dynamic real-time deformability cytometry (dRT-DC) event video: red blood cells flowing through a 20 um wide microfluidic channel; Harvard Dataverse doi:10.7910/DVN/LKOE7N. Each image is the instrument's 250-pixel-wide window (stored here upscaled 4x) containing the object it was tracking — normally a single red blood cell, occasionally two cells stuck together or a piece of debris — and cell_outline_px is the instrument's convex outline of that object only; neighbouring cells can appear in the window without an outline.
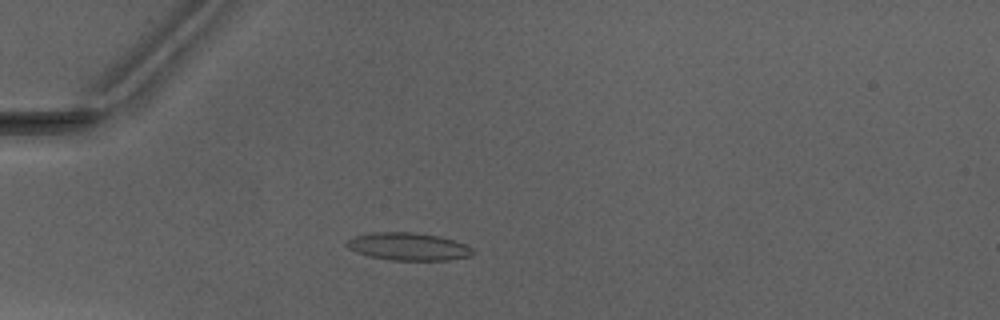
{"species": "Egyptian fruit bat (a non-hibernating species)", "species_latin": "Rousettus aegyptiacus", "temperature_condition": "warm", "stored_images_in_passage": 51, "camera_frame_rate_fps": 3000, "um_per_image_px": 0.085, "animal": {"sex": "male"}, "frame": {"image": 1, "passage_image": 16, "time_ms": 5.0, "image_size_px": [1000, 320], "cell_outline_px": [[476, 252], [472, 256], [448, 260], [392, 260], [372, 256], [356, 252], [348, 248], [344, 244], [352, 236], [368, 232], [412, 232], [440, 236], [464, 244], [472, 248]], "centroid_in_image_um": [34.69, 20.95], "position_along_channel_um": 50.3, "area_um2": 20.4}}
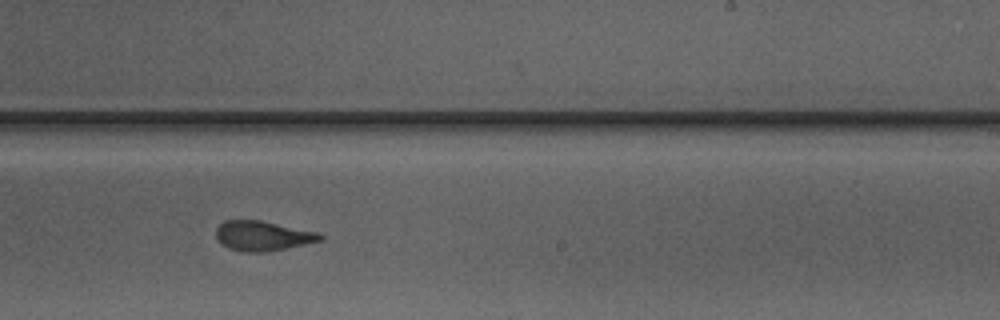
{"frame": {"image": 2, "passage_image": 33, "time_ms": 10.667, "image_size_px": [1000, 320], "cell_outline_px": [[324, 240], [268, 252], [248, 252], [228, 248], [216, 236], [216, 228], [224, 220], [260, 220], [320, 232], [324, 236]], "centroid_in_image_um": [22.39, 20.04], "position_along_channel_um": 266.6, "area_um2": 18.15}}
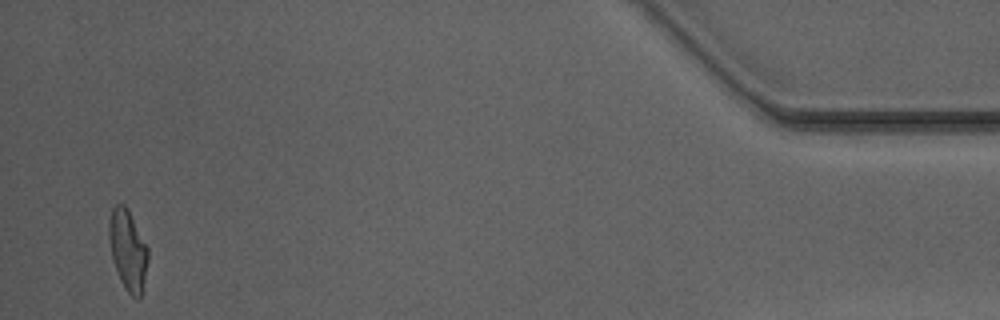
{"frame": {"image": 3, "passage_image": 50, "time_ms": 16.333, "image_size_px": [1000, 320], "cell_outline_px": [[148, 260], [140, 300], [136, 300], [124, 288], [120, 280], [112, 260], [108, 236], [108, 224], [112, 208], [116, 204], [124, 204], [128, 208], [148, 248]], "centroid_in_image_um": [10.86, 21.26], "position_along_channel_um": 424.3, "area_um2": 18.44}, "authors_computed_cell_mechanics": {"area_um2": 18.9584, "velocity_mm_per_s": 4.1545, "shape_relaxation_time_tau1_ms": 4.6592, "shape_relaxation_time_tau2_ms": 1.4404, "deformation_change_tau1": 0.1775, "deformation_change_tau2": 0.101}}